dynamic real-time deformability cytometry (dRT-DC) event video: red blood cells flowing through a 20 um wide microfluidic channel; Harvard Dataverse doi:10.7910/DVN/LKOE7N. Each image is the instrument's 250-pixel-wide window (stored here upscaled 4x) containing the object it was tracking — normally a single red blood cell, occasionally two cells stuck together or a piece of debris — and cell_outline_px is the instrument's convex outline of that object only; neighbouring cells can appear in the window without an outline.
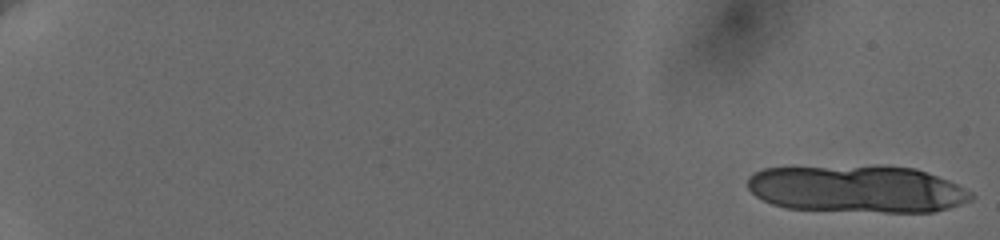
{"species": "human", "species_latin": "Homo sapiens", "temperature_condition": "cold", "stored_images_in_passage": 19, "camera_frame_rate_fps": 3000, "um_per_image_px": 0.085, "donor": {"sex": "female"}, "frame": {"image": 1, "passage_image": 1, "time_ms": 0.0, "image_size_px": [1000, 240], "cell_outline_px": [[972, 200], [948, 208], [932, 212], [884, 212], [788, 208], [772, 204], [756, 196], [748, 188], [748, 176], [752, 172], [764, 168], [872, 164], [888, 164], [916, 168], [948, 180], [972, 192]], "centroid_in_image_um": [72.84, 16.02], "position_along_channel_um": 12.2, "area_um2": 62.54}}